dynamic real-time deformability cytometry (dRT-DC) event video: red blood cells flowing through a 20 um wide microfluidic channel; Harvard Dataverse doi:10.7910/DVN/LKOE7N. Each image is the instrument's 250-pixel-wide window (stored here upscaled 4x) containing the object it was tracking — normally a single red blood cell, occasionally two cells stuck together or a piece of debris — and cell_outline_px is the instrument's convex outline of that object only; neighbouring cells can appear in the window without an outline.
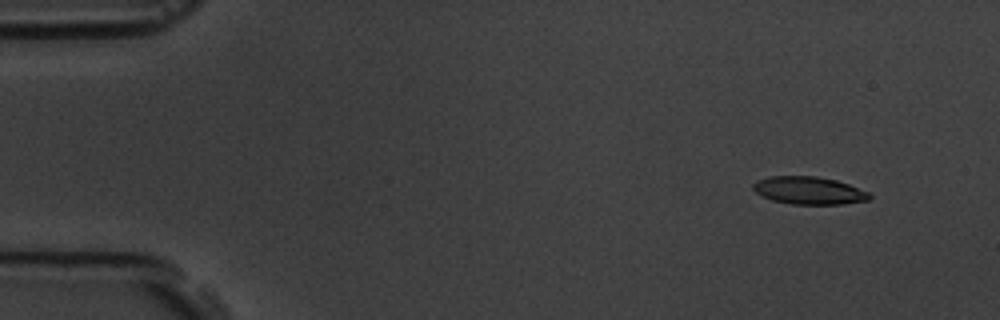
{"species": "common noctule bat (a hibernating species)", "species_latin": "Nyctalus noctula", "temperature_condition": "room temperature", "stored_images_in_passage": 4, "camera_frame_rate_fps": 3000, "um_per_image_px": 0.085, "animal": {"sex": "male", "body_mass_g": 19.5, "forearm_length_mm": 54.6}, "frame": {"image": 1, "passage_image": 1, "time_ms": 0.0, "image_size_px": [1000, 320], "cell_outline_px": [[872, 196], [868, 200], [844, 204], [792, 204], [772, 200], [756, 192], [752, 188], [752, 184], [756, 180], [768, 176], [816, 176], [836, 180], [848, 184], [868, 192]], "centroid_in_image_um": [68.74, 16.19], "position_along_channel_um": 16.3, "area_um2": 18.73}}
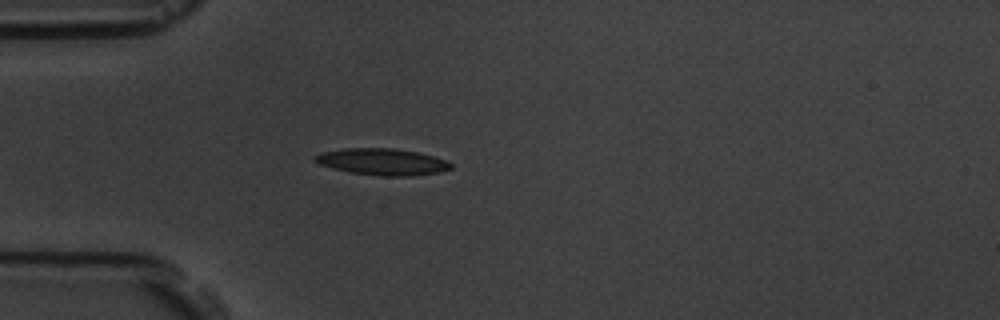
{"frame": {"image": 2, "passage_image": 4, "time_ms": 3.667, "image_size_px": [1000, 320], "cell_outline_px": [[452, 168], [440, 172], [412, 176], [380, 176], [348, 172], [332, 168], [320, 164], [312, 160], [312, 156], [324, 152], [344, 148], [396, 148], [416, 152], [432, 156], [444, 160], [452, 164]], "centroid_in_image_um": [32.46, 13.76], "position_along_channel_um": 52.5, "area_um2": 21.1}}